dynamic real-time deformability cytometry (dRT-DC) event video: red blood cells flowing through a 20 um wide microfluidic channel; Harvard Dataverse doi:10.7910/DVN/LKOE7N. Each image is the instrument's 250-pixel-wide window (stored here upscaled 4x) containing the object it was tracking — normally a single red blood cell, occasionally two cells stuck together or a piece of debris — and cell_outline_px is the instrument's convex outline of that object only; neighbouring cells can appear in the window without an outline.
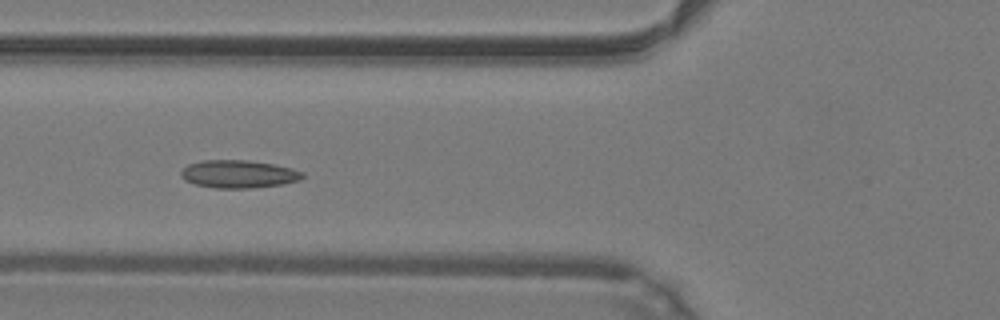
{"species": "common noctule bat (a hibernating species)", "species_latin": "Nyctalus noctula", "temperature_condition": "warm", "stored_images_in_passage": 28, "camera_frame_rate_fps": 3000, "um_per_image_px": 0.085, "animal": {"sex": "male", "body_mass_g": 19.2, "forearm_length_mm": 51.8}, "frame": {"image": 1, "passage_image": 5, "time_ms": 1.333, "image_size_px": [1000, 320], "cell_outline_px": [[304, 176], [300, 180], [284, 184], [252, 188], [216, 188], [196, 184], [184, 180], [180, 176], [180, 172], [188, 164], [204, 160], [248, 160], [272, 164], [292, 168], [304, 172]], "centroid_in_image_um": [20.29, 14.79], "position_along_channel_um": 105.5, "area_um2": 19.77}}
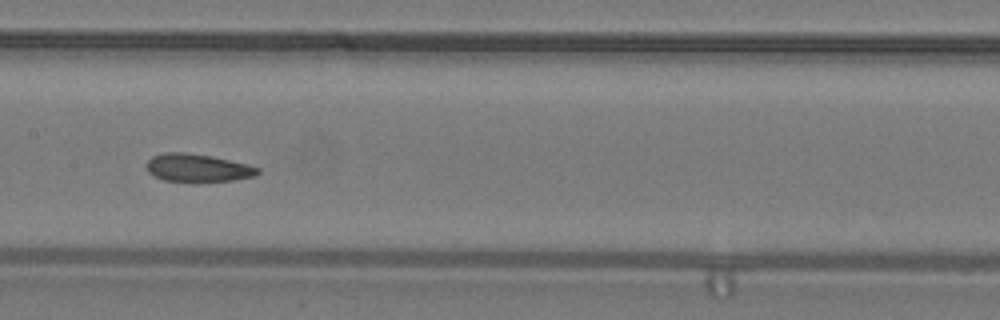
{"frame": {"image": 2, "passage_image": 11, "time_ms": 3.333, "image_size_px": [1000, 320], "cell_outline_px": [[260, 172], [256, 176], [232, 180], [164, 180], [148, 172], [148, 160], [152, 156], [164, 152], [184, 152], [212, 156], [248, 164], [260, 168]], "centroid_in_image_um": [16.84, 14.24], "position_along_channel_um": 190.6, "area_um2": 17.63}}
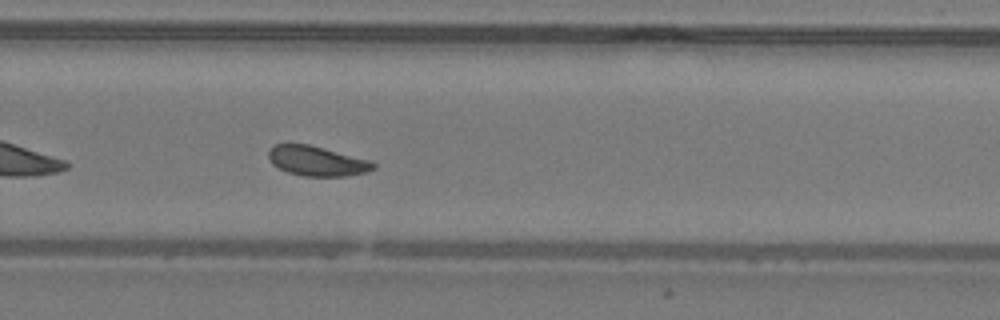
{"frame": {"image": 3, "passage_image": 19, "time_ms": 6.0, "image_size_px": [1000, 320], "cell_outline_px": [[376, 168], [368, 172], [344, 176], [304, 176], [288, 172], [272, 164], [268, 156], [268, 148], [272, 144], [308, 144], [324, 148], [368, 160], [376, 164]], "centroid_in_image_um": [26.91, 13.68], "position_along_channel_um": 302.9, "area_um2": 18.15}, "authors_computed_cell_mechanics": {"area_um2": 18.5827, "velocity_mm_per_s": 4.2481, "shape_relaxation_time_tau1_ms": 4.2051, "shape_relaxation_time_tau2_ms": 3.0279, "deformation_change_tau1": 0.1167, "deformation_change_tau2": 0.0762}}